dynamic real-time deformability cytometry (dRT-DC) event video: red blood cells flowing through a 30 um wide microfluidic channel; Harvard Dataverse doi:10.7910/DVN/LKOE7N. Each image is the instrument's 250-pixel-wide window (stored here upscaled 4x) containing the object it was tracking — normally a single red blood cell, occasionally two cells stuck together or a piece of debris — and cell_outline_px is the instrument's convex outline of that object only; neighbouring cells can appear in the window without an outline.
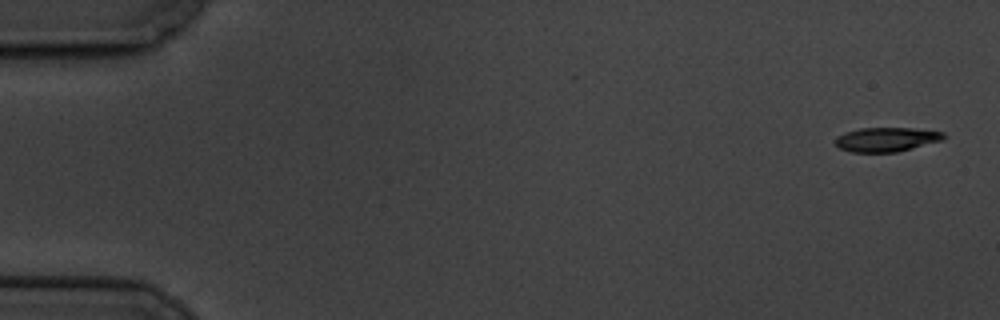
{"species": "common noctule bat (a hibernating species)", "species_latin": "Nyctalus noctula", "temperature_condition": "cold", "stored_images_in_passage": 8, "camera_frame_rate_fps": 3000, "um_per_image_px": 0.085, "animal": {"sex": "male", "body_mass_g": 19.5, "forearm_length_mm": 54.6}, "frame": {"image": 1, "passage_image": 1, "time_ms": 0.0, "image_size_px": [1000, 320], "cell_outline_px": [[948, 136], [944, 140], [896, 152], [852, 152], [840, 148], [832, 140], [836, 136], [844, 132], [860, 128], [912, 128], [944, 132]], "centroid_in_image_um": [75.35, 11.85], "position_along_channel_um": 9.7, "area_um2": 15.49}}
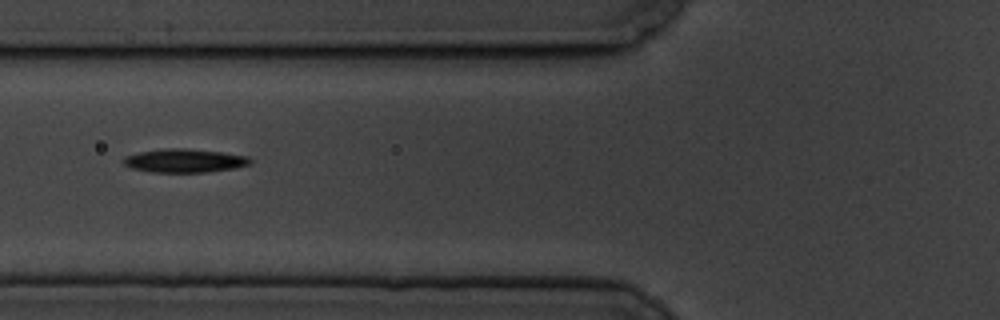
{"frame": {"image": 2, "passage_image": 7, "time_ms": 7.0, "image_size_px": [1000, 320], "cell_outline_px": [[252, 164], [236, 168], [208, 172], [152, 172], [132, 168], [124, 164], [120, 160], [124, 156], [140, 152], [164, 148], [184, 148], [224, 152], [248, 156], [252, 160]], "centroid_in_image_um": [15.71, 13.65], "position_along_channel_um": 110.1, "area_um2": 17.63}}
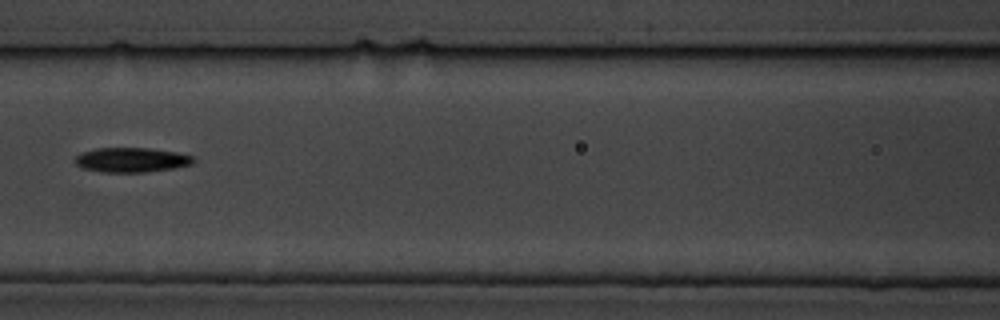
{"frame": {"image": 3, "passage_image": 8, "time_ms": 8.333, "image_size_px": [1000, 320], "cell_outline_px": [[196, 160], [192, 164], [172, 168], [144, 172], [100, 172], [80, 168], [72, 160], [80, 152], [96, 148], [152, 148], [176, 152], [192, 156]], "centroid_in_image_um": [11.11, 13.59], "position_along_channel_um": 155.5, "area_um2": 17.17}}